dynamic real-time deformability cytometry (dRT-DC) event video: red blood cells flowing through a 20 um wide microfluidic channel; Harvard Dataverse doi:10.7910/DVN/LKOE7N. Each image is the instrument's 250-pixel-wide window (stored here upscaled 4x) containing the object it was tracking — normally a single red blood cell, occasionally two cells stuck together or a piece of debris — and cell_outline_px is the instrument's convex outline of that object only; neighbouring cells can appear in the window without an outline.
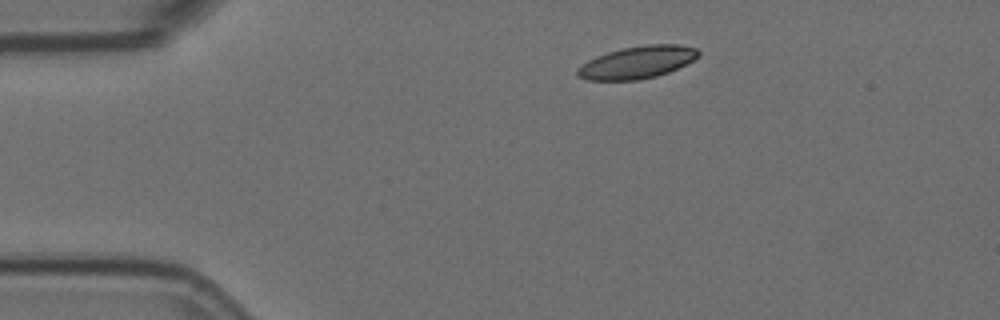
{"species": "Egyptian fruit bat (a non-hibernating species)", "species_latin": "Rousettus aegyptiacus", "temperature_condition": "room temperature", "stored_images_in_passage": 4, "camera_frame_rate_fps": 3000, "um_per_image_px": 0.085, "animal": {"sex": "female"}, "frame": {"image": 1, "passage_image": 1, "time_ms": 0.0, "image_size_px": [1000, 320], "cell_outline_px": [[700, 56], [668, 72], [656, 76], [636, 80], [584, 80], [576, 76], [576, 68], [580, 64], [596, 56], [608, 52], [624, 48], [648, 44], [680, 44], [696, 48], [700, 52]], "centroid_in_image_um": [54.12, 5.3], "position_along_channel_um": 30.9, "area_um2": 22.83}}
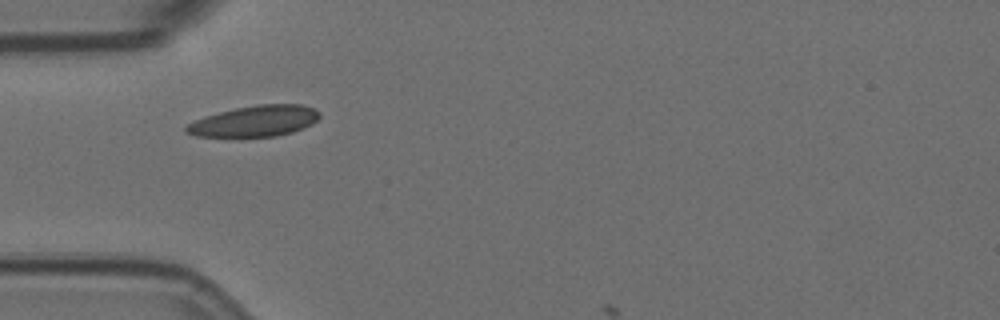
{"frame": {"image": 2, "passage_image": 3, "time_ms": 0.667, "image_size_px": [1000, 320], "cell_outline_px": [[320, 116], [312, 124], [292, 132], [276, 136], [196, 136], [184, 132], [184, 128], [188, 124], [204, 116], [236, 108], [256, 104], [304, 104], [320, 112]], "centroid_in_image_um": [21.66, 10.28], "position_along_channel_um": 63.3, "area_um2": 23.87}}
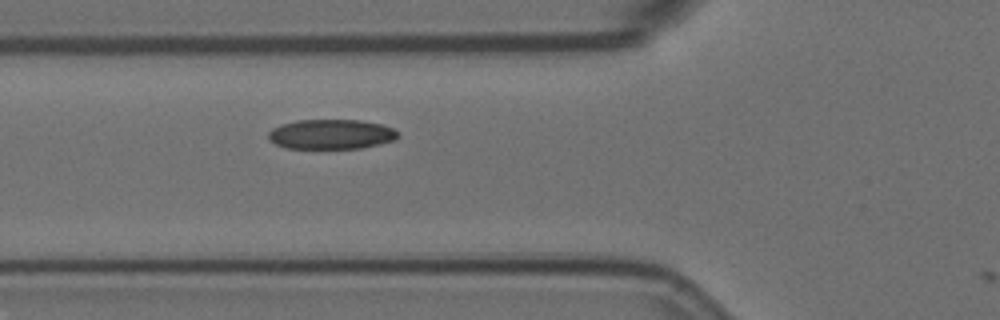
{"frame": {"image": 3, "passage_image": 4, "time_ms": 1.0, "image_size_px": [1000, 320], "cell_outline_px": [[400, 136], [396, 140], [360, 148], [288, 148], [276, 144], [268, 136], [268, 132], [272, 128], [280, 124], [296, 120], [360, 120], [380, 124], [392, 128]], "centroid_in_image_um": [28.15, 11.4], "position_along_channel_um": 97.7, "area_um2": 22.37}}